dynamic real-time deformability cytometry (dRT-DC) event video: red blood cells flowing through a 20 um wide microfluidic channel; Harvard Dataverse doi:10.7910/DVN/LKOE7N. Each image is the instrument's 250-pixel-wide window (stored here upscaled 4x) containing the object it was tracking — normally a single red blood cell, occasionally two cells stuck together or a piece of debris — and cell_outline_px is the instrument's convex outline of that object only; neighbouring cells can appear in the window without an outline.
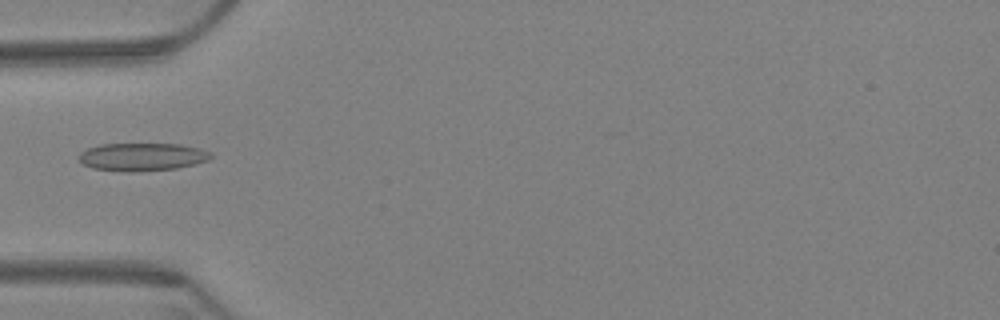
{"species": "Egyptian fruit bat (a non-hibernating species)", "species_latin": "Rousettus aegyptiacus", "temperature_condition": "warm", "stored_images_in_passage": 11, "camera_frame_rate_fps": 3000, "um_per_image_px": 0.085, "animal": {"sex": "female"}, "frame": {"image": 1, "passage_image": 5, "time_ms": 1.333, "image_size_px": [1000, 320], "cell_outline_px": [[212, 156], [208, 160], [196, 164], [176, 168], [132, 172], [128, 172], [92, 168], [84, 164], [76, 156], [80, 152], [88, 148], [100, 144], [180, 144], [200, 148], [212, 152]], "centroid_in_image_um": [12.09, 13.33], "position_along_channel_um": 72.9, "area_um2": 21.56}}
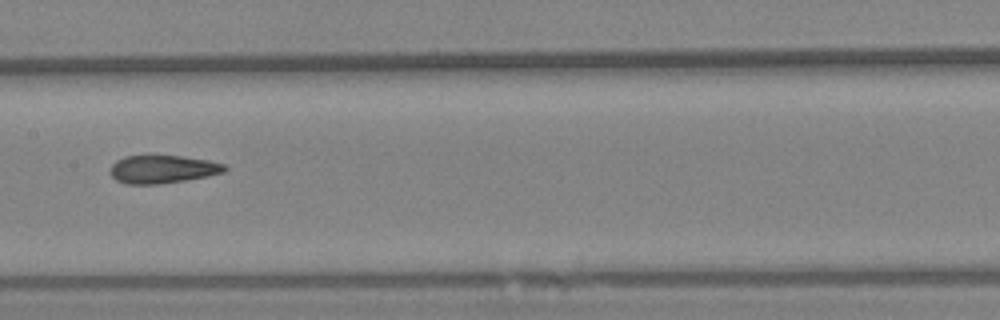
{"frame": {"image": 2, "passage_image": 8, "time_ms": 2.333, "image_size_px": [1000, 320], "cell_outline_px": [[228, 168], [224, 172], [184, 180], [160, 184], [124, 184], [116, 180], [112, 176], [112, 164], [116, 160], [124, 156], [184, 156], [208, 160], [224, 164]], "centroid_in_image_um": [13.81, 14.38], "position_along_channel_um": 193.6, "area_um2": 18.5}}
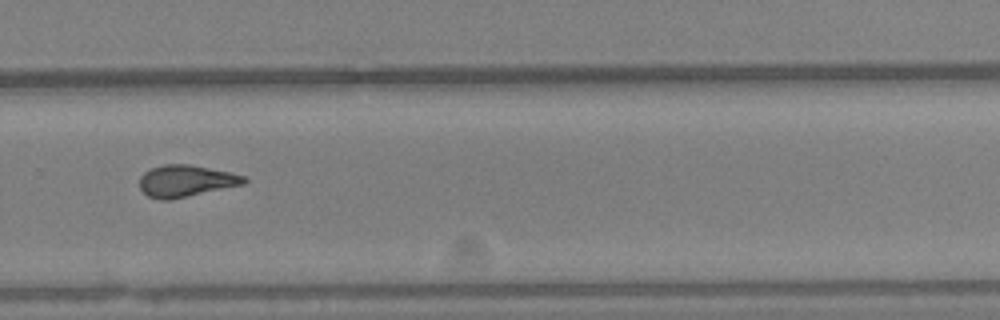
{"frame": {"image": 3, "passage_image": 11, "time_ms": 3.333, "image_size_px": [1000, 320], "cell_outline_px": [[248, 180], [244, 184], [168, 200], [160, 200], [148, 196], [140, 188], [140, 176], [144, 172], [152, 168], [164, 164], [188, 164], [232, 172], [244, 176]], "centroid_in_image_um": [15.8, 15.37], "position_along_channel_um": 314.0, "area_um2": 19.19}}